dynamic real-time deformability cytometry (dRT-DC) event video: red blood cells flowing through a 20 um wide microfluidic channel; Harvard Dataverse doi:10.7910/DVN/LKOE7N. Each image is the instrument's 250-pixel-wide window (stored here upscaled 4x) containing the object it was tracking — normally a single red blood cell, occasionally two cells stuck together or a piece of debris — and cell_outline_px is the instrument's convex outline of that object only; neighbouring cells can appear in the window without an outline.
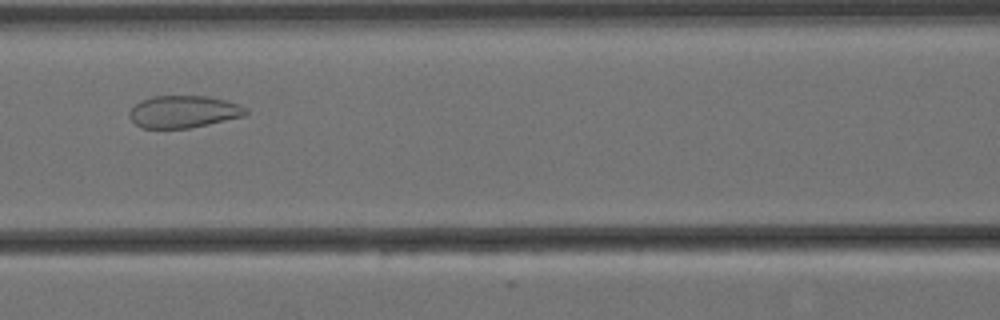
{"species": "Egyptian fruit bat (a non-hibernating species)", "species_latin": "Rousettus aegyptiacus", "temperature_condition": "cold", "stored_images_in_passage": 9, "camera_frame_rate_fps": 3000, "um_per_image_px": 0.085, "animal": {"sex": "female"}, "frame": {"image": 1, "passage_image": 6, "time_ms": 1.667, "image_size_px": [1000, 320], "cell_outline_px": [[248, 112], [244, 116], [208, 124], [188, 128], [140, 128], [128, 116], [128, 112], [140, 100], [152, 96], [208, 96], [224, 100], [248, 108]], "centroid_in_image_um": [15.57, 9.49], "position_along_channel_um": 151.0, "area_um2": 21.79}}
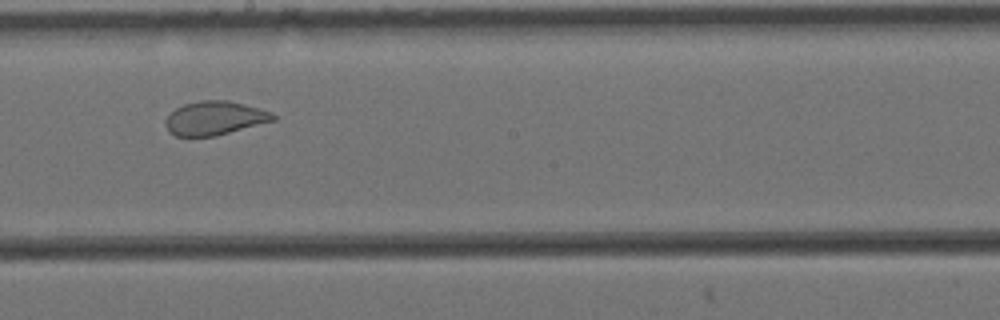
{"frame": {"image": 2, "passage_image": 8, "time_ms": 2.333, "image_size_px": [1000, 320], "cell_outline_px": [[276, 120], [212, 136], [176, 136], [168, 132], [164, 124], [164, 120], [176, 108], [184, 104], [200, 100], [224, 100], [272, 112], [276, 116]], "centroid_in_image_um": [18.19, 10.04], "position_along_channel_um": 230.0, "area_um2": 20.81}}
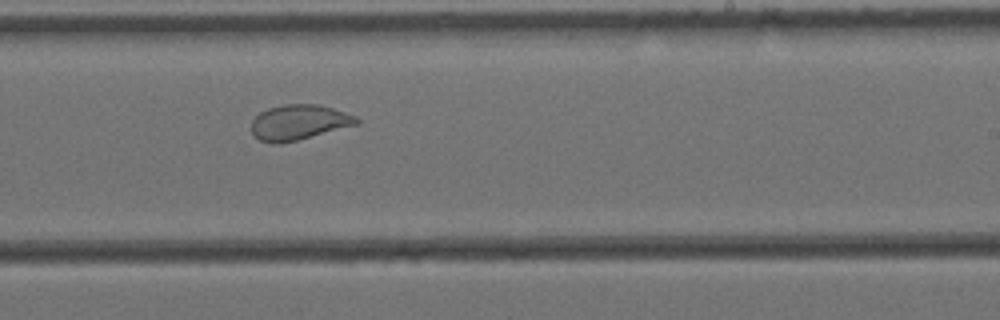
{"frame": {"image": 3, "passage_image": 9, "time_ms": 2.667, "image_size_px": [1000, 320], "cell_outline_px": [[360, 124], [296, 140], [276, 144], [272, 144], [260, 140], [252, 132], [252, 120], [260, 112], [268, 108], [284, 104], [316, 104], [332, 108], [356, 116], [360, 120]], "centroid_in_image_um": [25.42, 10.39], "position_along_channel_um": 263.6, "area_um2": 21.44}}